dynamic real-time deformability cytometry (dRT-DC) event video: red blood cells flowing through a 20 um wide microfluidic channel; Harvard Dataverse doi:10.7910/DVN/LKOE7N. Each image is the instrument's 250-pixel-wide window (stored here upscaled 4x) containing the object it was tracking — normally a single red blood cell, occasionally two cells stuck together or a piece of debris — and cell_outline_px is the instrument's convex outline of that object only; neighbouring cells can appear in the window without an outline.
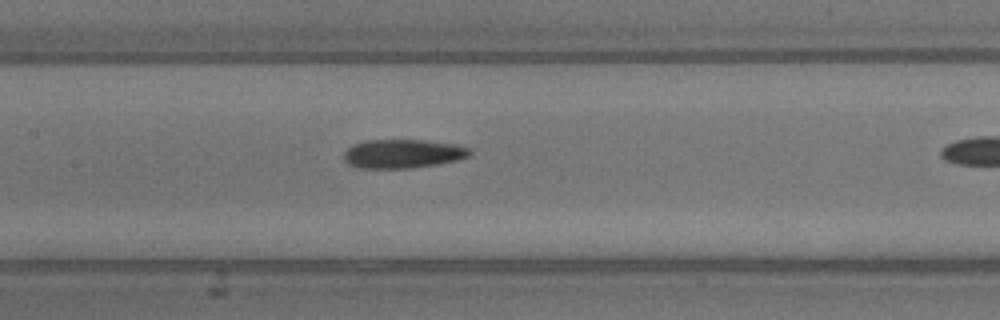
{"species": "common noctule bat (a hibernating species)", "species_latin": "Nyctalus noctula", "temperature_condition": "warm", "stored_images_in_passage": 11, "camera_frame_rate_fps": 3000, "um_per_image_px": 0.085, "animal": {"sex": "male", "body_mass_g": 13.3}, "frame": {"image": 1, "passage_image": 8, "time_ms": 2.333, "image_size_px": [1000, 320], "cell_outline_px": [[472, 156], [456, 160], [436, 164], [412, 168], [360, 168], [348, 164], [344, 160], [344, 152], [352, 144], [364, 140], [424, 140], [456, 144], [472, 148]], "centroid_in_image_um": [34.26, 13.06], "position_along_channel_um": 173.1, "area_um2": 21.39}}
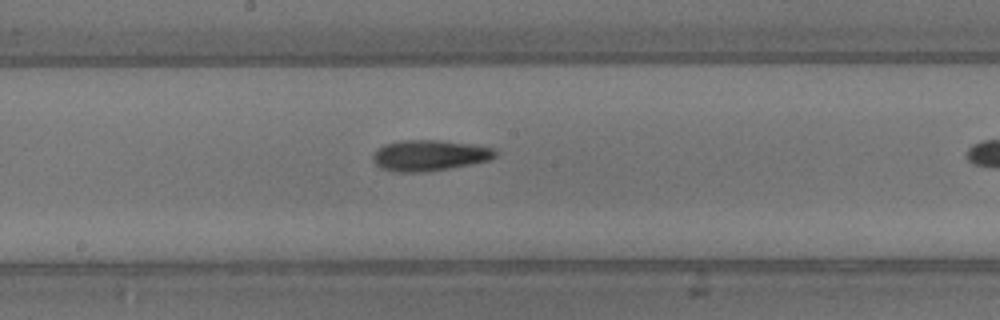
{"frame": {"image": 2, "passage_image": 10, "time_ms": 3.0, "image_size_px": [1000, 320], "cell_outline_px": [[500, 152], [496, 156], [488, 160], [448, 168], [420, 172], [396, 172], [380, 168], [372, 160], [372, 156], [376, 148], [384, 144], [400, 140], [440, 140], [476, 144], [496, 148]], "centroid_in_image_um": [36.5, 13.19], "position_along_channel_um": 211.7, "area_um2": 22.25}}